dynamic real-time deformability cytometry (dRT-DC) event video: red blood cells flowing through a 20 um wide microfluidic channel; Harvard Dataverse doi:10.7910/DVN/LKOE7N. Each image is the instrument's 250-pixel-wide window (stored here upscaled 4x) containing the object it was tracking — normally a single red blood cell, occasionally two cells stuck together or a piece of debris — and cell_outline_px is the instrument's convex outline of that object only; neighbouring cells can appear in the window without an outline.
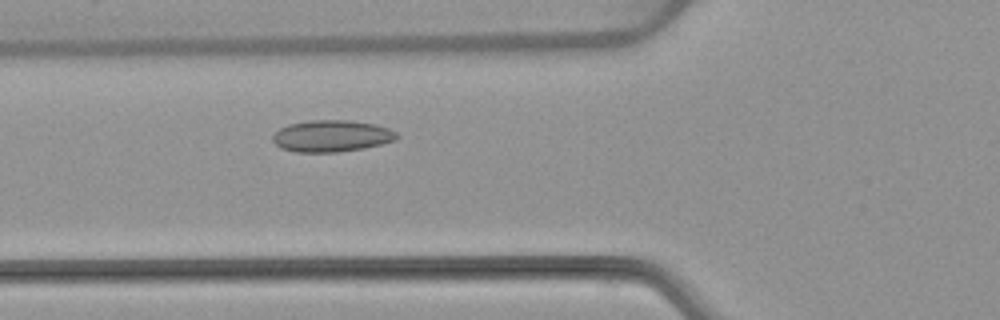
{"species": "common noctule bat (a hibernating species)", "species_latin": "Nyctalus noctula", "temperature_condition": "warm", "stored_images_in_passage": 49, "segment_of_instrument_passage": [1, 2], "camera_frame_rate_fps": 3000, "um_per_image_px": 0.085, "animal": {"sex": "female", "body_mass_g": 22.7, "forearm_length_mm": 54.2}, "frame": {"image": 1, "passage_image": 14, "time_ms": 4.333, "image_size_px": [1000, 320], "cell_outline_px": [[400, 136], [396, 140], [364, 148], [336, 152], [296, 152], [280, 148], [272, 140], [272, 136], [280, 128], [288, 124], [308, 120], [348, 120], [376, 124], [388, 128], [396, 132]], "centroid_in_image_um": [28.18, 11.55], "position_along_channel_um": 97.6, "area_um2": 23.0}}
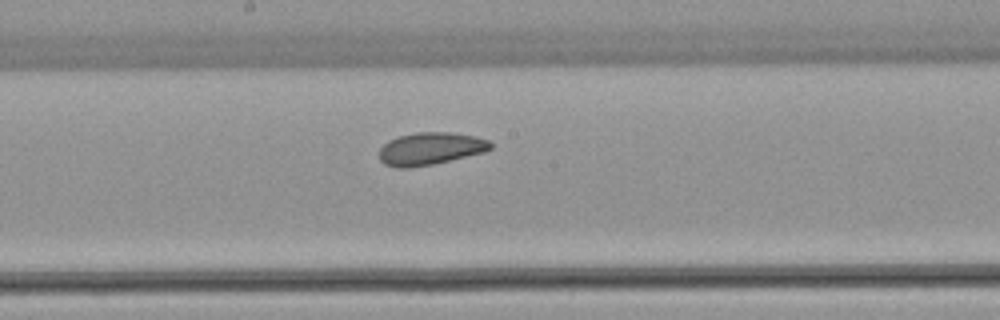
{"frame": {"image": 2, "passage_image": 23, "time_ms": 7.333, "image_size_px": [1000, 320], "cell_outline_px": [[492, 148], [484, 152], [432, 164], [408, 168], [396, 168], [384, 164], [380, 160], [380, 148], [388, 140], [400, 136], [416, 132], [448, 132], [476, 136], [488, 140], [492, 144]], "centroid_in_image_um": [36.57, 12.63], "position_along_channel_um": 211.6, "area_um2": 20.98}}
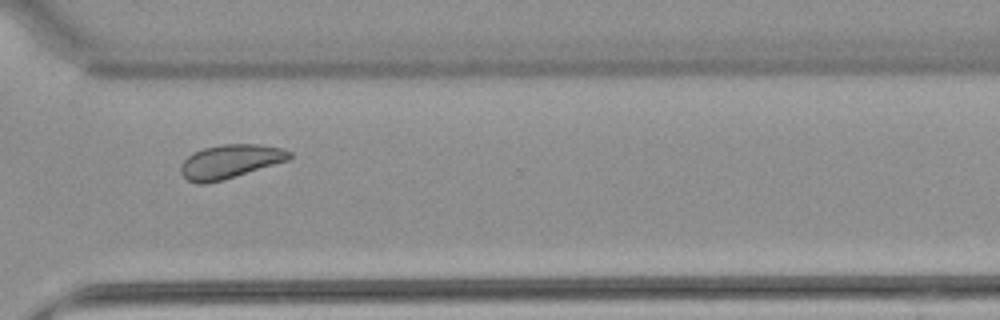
{"frame": {"image": 3, "passage_image": 34, "time_ms": 11.0, "image_size_px": [1000, 320], "cell_outline_px": [[292, 156], [288, 160], [224, 180], [204, 184], [196, 184], [188, 180], [180, 172], [180, 164], [192, 152], [204, 148], [220, 144], [256, 144], [284, 148], [292, 152]], "centroid_in_image_um": [19.55, 13.72], "position_along_channel_um": 351.1, "area_um2": 21.56}}